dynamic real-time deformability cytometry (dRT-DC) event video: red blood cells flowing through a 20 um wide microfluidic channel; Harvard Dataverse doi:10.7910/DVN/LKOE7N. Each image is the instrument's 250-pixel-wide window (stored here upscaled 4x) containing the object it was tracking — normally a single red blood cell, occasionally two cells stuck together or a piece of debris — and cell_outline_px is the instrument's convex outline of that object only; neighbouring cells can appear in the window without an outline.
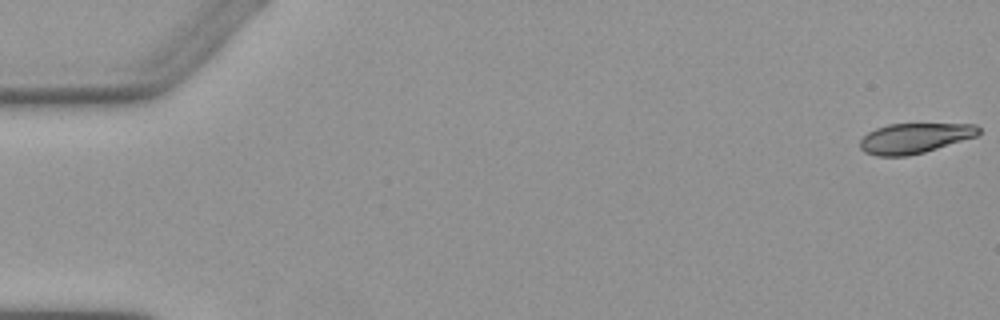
{"species": "Egyptian fruit bat (a non-hibernating species)", "species_latin": "Rousettus aegyptiacus", "temperature_condition": "warm", "stored_images_in_passage": 2, "camera_frame_rate_fps": 3000, "um_per_image_px": 0.085, "animal": {"sex": "female"}, "frame": {"image": 1, "passage_image": 1, "time_ms": 0.0, "image_size_px": [1000, 320], "cell_outline_px": [[980, 132], [976, 136], [924, 152], [908, 156], [876, 156], [864, 152], [860, 148], [860, 140], [868, 132], [876, 128], [888, 124], [976, 124], [980, 128]], "centroid_in_image_um": [77.71, 11.75], "position_along_channel_um": 7.3, "area_um2": 20.75}}